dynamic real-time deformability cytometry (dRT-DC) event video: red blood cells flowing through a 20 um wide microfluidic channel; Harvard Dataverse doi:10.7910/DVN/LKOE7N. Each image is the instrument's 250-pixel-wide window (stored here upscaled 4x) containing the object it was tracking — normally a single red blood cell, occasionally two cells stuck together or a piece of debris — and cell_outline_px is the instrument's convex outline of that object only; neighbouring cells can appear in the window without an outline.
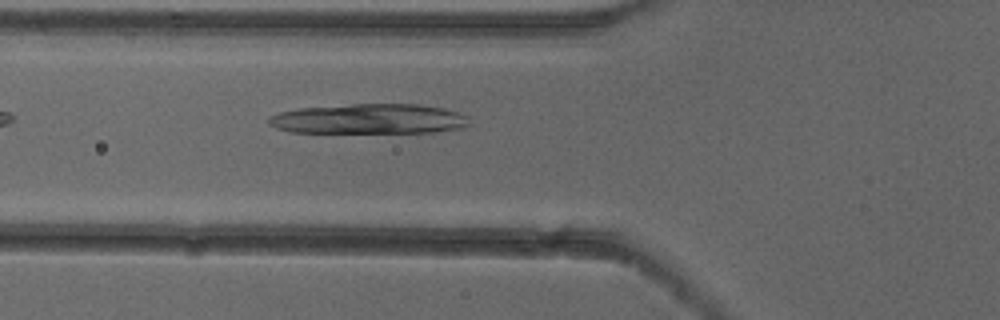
{"species": "common noctule bat (a hibernating species)", "species_latin": "Nyctalus noctula", "temperature_condition": "cold", "stored_images_in_passage": 33, "camera_frame_rate_fps": 3000, "um_per_image_px": 0.085, "animal": {"sex": "female"}, "frame": {"image": 1, "passage_image": 4, "time_ms": 1.0, "image_size_px": [1000, 320], "cell_outline_px": [[468, 124], [464, 128], [432, 132], [292, 132], [276, 128], [268, 124], [268, 116], [280, 112], [300, 108], [352, 104], [416, 104], [444, 108], [468, 116]], "centroid_in_image_um": [31.36, 10.1], "position_along_channel_um": 94.4, "area_um2": 34.97}}
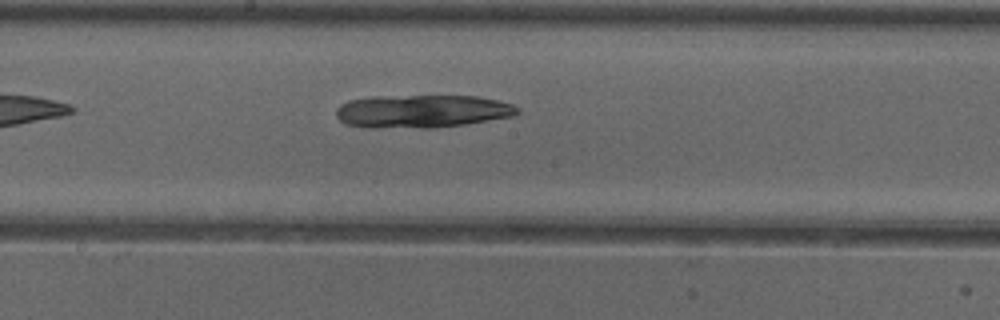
{"frame": {"image": 2, "passage_image": 13, "time_ms": 4.0, "image_size_px": [1000, 320], "cell_outline_px": [[520, 112], [516, 116], [464, 124], [436, 128], [368, 128], [344, 124], [336, 116], [336, 108], [340, 104], [348, 100], [372, 96], [476, 96], [496, 100], [512, 104], [520, 108]], "centroid_in_image_um": [35.85, 9.47], "position_along_channel_um": 212.4, "area_um2": 35.37}}
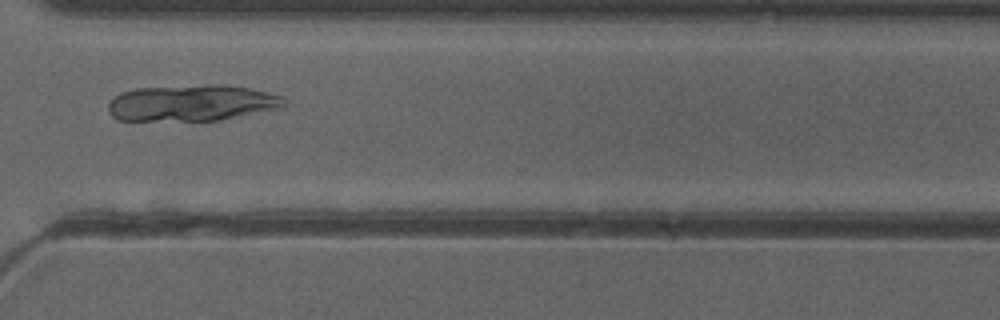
{"frame": {"image": 3, "passage_image": 24, "time_ms": 7.667, "image_size_px": [1000, 320], "cell_outline_px": [[284, 108], [220, 120], [116, 120], [108, 112], [108, 104], [120, 92], [136, 88], [208, 84], [220, 84], [248, 88], [280, 96], [284, 100]], "centroid_in_image_um": [16.29, 8.75], "position_along_channel_um": 354.3, "area_um2": 37.17}}